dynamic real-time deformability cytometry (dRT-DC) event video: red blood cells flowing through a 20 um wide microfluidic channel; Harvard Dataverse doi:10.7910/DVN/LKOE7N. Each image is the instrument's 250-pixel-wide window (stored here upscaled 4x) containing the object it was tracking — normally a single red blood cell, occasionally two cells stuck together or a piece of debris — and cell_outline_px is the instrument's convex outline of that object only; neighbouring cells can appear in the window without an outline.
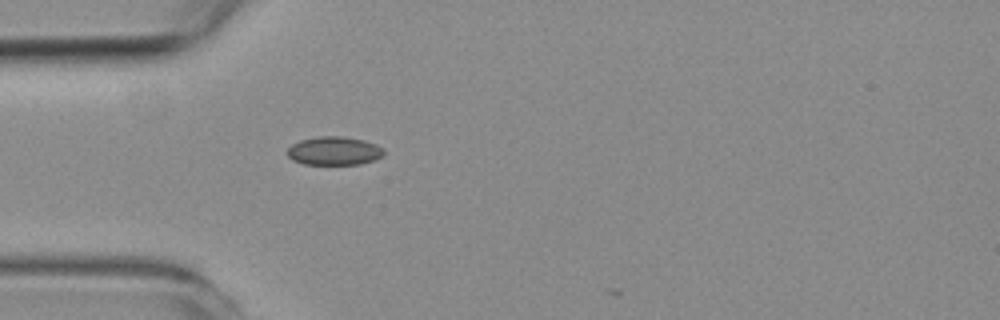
{"species": "common noctule bat (a hibernating species)", "species_latin": "Nyctalus noctula", "temperature_condition": "room temperature", "stored_images_in_passage": 2, "camera_frame_rate_fps": 3000, "um_per_image_px": 0.085, "animal": {"sex": "female", "body_mass_g": 19.3, "forearm_length_mm": 54.1}, "frame": {"image": 1, "passage_image": 1, "time_ms": 0.0, "image_size_px": [1000, 320], "cell_outline_px": [[384, 156], [360, 164], [304, 164], [292, 160], [288, 156], [288, 148], [292, 144], [300, 140], [320, 136], [344, 136], [364, 140], [376, 144], [384, 152]], "centroid_in_image_um": [28.39, 12.82], "position_along_channel_um": 56.6, "area_um2": 15.95}}